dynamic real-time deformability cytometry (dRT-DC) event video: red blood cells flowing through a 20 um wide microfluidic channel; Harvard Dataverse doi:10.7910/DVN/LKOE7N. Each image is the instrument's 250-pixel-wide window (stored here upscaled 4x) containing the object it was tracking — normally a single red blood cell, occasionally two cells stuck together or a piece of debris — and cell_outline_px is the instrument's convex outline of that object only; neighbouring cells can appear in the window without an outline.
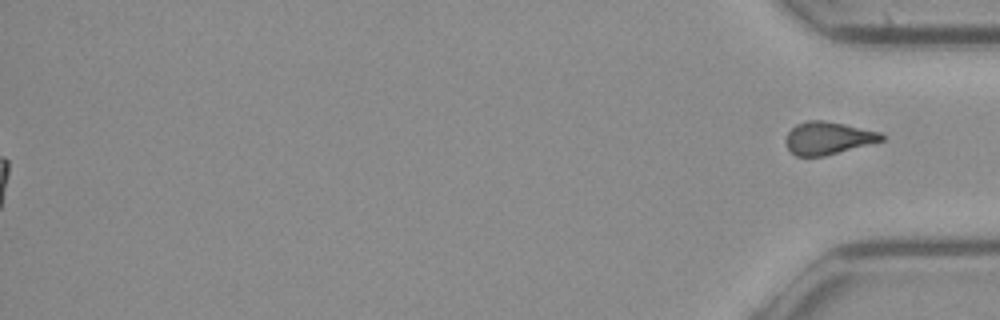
{"species": "common noctule bat (a hibernating species)", "species_latin": "Nyctalus noctula", "temperature_condition": "cold", "stored_images_in_passage": 52, "segment_of_instrument_passage": [2, 2], "camera_frame_rate_fps": 3000, "um_per_image_px": 0.085, "animal": {"sex": "female", "body_mass_g": 21.9}, "frame": {"image": 1, "passage_image": 52, "time_ms": 17.0, "image_size_px": [1000, 320], "cell_outline_px": [[884, 140], [824, 156], [796, 156], [788, 148], [784, 140], [788, 132], [796, 124], [808, 120], [824, 120], [844, 124], [880, 132], [884, 136]], "centroid_in_image_um": [70.35, 11.73], "position_along_channel_um": 364.8, "area_um2": 18.09}}